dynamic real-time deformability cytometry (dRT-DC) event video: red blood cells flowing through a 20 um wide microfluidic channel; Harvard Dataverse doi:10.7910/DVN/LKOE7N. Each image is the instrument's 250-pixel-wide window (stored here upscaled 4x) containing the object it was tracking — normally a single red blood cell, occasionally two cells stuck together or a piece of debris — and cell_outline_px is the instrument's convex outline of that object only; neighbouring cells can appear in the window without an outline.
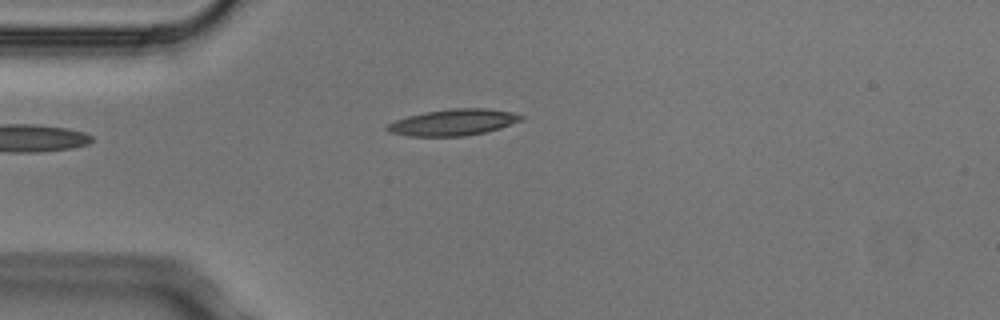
{"species": "Egyptian fruit bat (a non-hibernating species)", "species_latin": "Rousettus aegyptiacus", "temperature_condition": "cold", "stored_images_in_passage": 1, "camera_frame_rate_fps": 3000, "um_per_image_px": 0.085, "animal": {"sex": "male"}, "frame": {"image": 1, "passage_image": 1, "time_ms": 0.0, "image_size_px": [1000, 320], "cell_outline_px": [[524, 116], [520, 120], [500, 128], [484, 132], [464, 136], [408, 136], [388, 132], [384, 128], [388, 124], [396, 120], [408, 116], [424, 112], [452, 108], [488, 108], [512, 112]], "centroid_in_image_um": [38.49, 10.39], "position_along_channel_um": 46.5, "area_um2": 20.46}}